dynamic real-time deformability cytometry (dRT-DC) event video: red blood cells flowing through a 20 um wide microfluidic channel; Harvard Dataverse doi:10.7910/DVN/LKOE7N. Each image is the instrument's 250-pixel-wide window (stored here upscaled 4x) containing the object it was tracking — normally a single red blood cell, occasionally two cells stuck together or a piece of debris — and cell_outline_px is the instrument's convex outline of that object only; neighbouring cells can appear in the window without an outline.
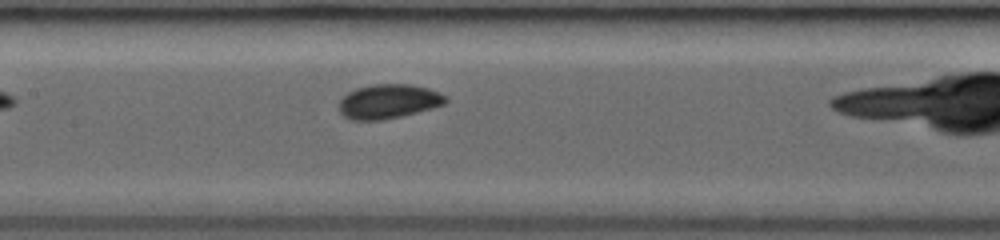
{"species": "common noctule bat (a hibernating species)", "species_latin": "Nyctalus noctula", "temperature_condition": "room temperature", "stored_images_in_passage": 6, "camera_frame_rate_fps": 3000, "um_per_image_px": 0.085, "animal": {"sex": "female", "body_mass_g": 19.0, "forearm_length_mm": 53.3}, "frame": {"image": 1, "passage_image": 5, "time_ms": 3.333, "image_size_px": [1000, 240], "cell_outline_px": [[448, 100], [444, 104], [432, 108], [384, 120], [352, 120], [344, 116], [340, 112], [340, 100], [348, 92], [356, 88], [372, 84], [412, 84], [428, 88], [440, 92], [448, 96]], "centroid_in_image_um": [33.05, 8.61], "position_along_channel_um": 174.4, "area_um2": 21.39}}